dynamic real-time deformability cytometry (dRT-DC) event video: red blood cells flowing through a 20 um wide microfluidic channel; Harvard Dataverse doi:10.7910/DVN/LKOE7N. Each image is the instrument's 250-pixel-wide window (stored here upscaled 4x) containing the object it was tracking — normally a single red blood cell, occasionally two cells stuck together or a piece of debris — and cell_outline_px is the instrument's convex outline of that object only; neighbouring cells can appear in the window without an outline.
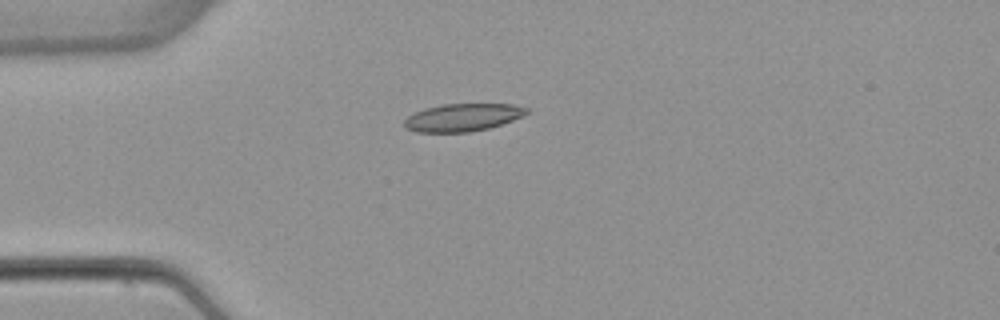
{"species": "common noctule bat (a hibernating species)", "species_latin": "Nyctalus noctula", "temperature_condition": "warm", "stored_images_in_passage": 4, "camera_frame_rate_fps": 3000, "um_per_image_px": 0.085, "animal": {"sex": "female", "body_mass_g": 22.7, "forearm_length_mm": 54.2}, "frame": {"image": 1, "passage_image": 3, "time_ms": 3.333, "image_size_px": [1000, 320], "cell_outline_px": [[532, 112], [524, 116], [488, 128], [468, 132], [416, 132], [408, 128], [404, 124], [404, 120], [408, 116], [424, 108], [444, 104], [512, 104], [528, 108]], "centroid_in_image_um": [39.37, 9.97], "position_along_channel_um": 45.6, "area_um2": 19.65}}